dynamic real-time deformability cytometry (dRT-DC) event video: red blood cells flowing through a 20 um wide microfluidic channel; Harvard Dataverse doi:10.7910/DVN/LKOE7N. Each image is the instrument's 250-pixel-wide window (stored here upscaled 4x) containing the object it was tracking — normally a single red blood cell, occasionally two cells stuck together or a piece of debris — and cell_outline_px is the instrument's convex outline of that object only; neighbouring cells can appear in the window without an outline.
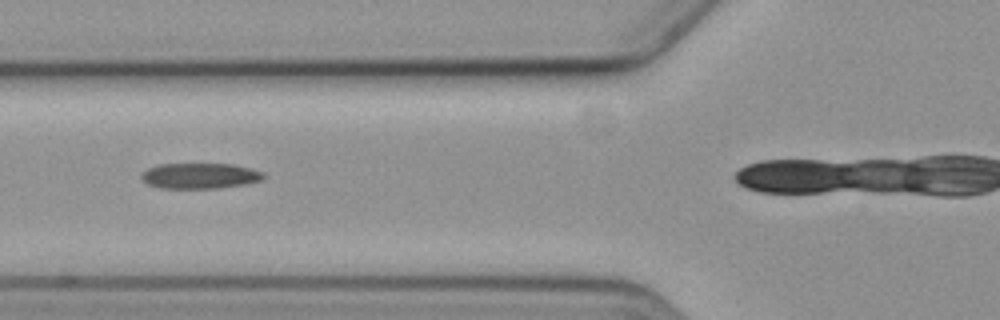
{"species": "common noctule bat (a hibernating species)", "species_latin": "Nyctalus noctula", "temperature_condition": "cold", "stored_images_in_passage": 3, "camera_frame_rate_fps": 3000, "um_per_image_px": 0.085, "animal": {"sex": "female", "body_mass_g": 19.3, "forearm_length_mm": 54.1}, "frame": {"image": 1, "passage_image": 2, "time_ms": 1.0, "image_size_px": [1000, 320], "cell_outline_px": [[264, 176], [260, 180], [244, 184], [220, 188], [160, 188], [148, 184], [140, 176], [148, 168], [160, 164], [232, 164], [252, 168], [264, 172]], "centroid_in_image_um": [17.01, 14.94], "position_along_channel_um": 108.8, "area_um2": 18.09}}